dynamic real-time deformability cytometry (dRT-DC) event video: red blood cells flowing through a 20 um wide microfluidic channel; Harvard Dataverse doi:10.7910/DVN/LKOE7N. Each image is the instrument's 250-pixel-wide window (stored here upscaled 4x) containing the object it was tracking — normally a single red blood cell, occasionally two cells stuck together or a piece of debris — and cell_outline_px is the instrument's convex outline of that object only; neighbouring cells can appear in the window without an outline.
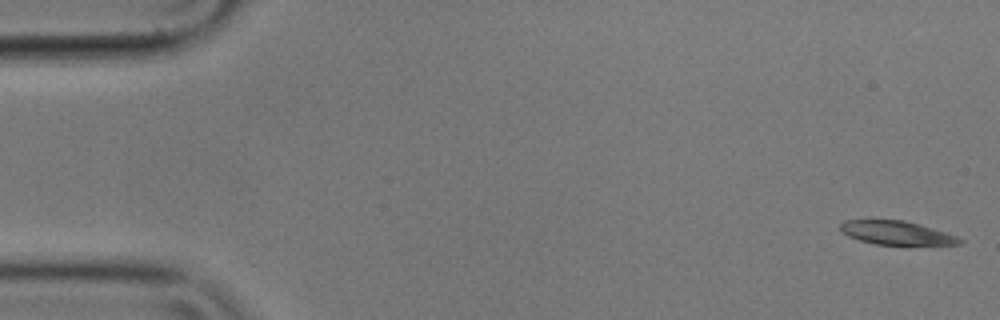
{"species": "common noctule bat (a hibernating species)", "species_latin": "Nyctalus noctula", "temperature_condition": "cold", "stored_images_in_passage": 56, "camera_frame_rate_fps": 3000, "um_per_image_px": 0.085, "animal": {"sex": "male", "body_mass_g": 17.9}, "frame": {"image": 1, "passage_image": 1, "time_ms": 0.0, "image_size_px": [1000, 320], "cell_outline_px": [[964, 240], [960, 244], [908, 248], [876, 244], [860, 240], [848, 236], [840, 232], [840, 224], [844, 220], [904, 220], [920, 224], [956, 236]], "centroid_in_image_um": [76.26, 19.85], "position_along_channel_um": 8.7, "area_um2": 17.4}}
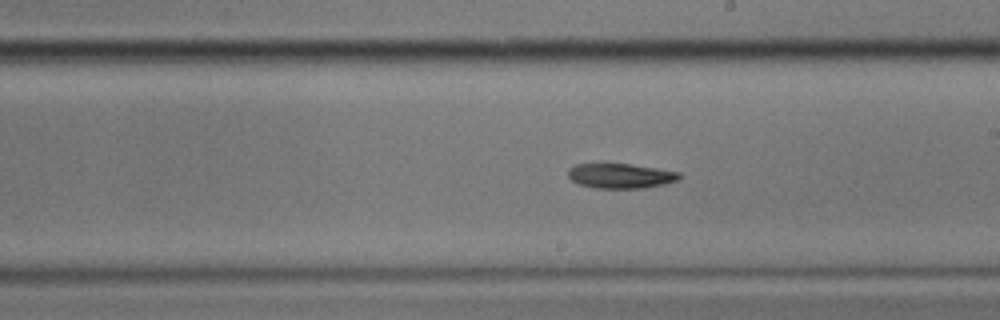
{"frame": {"image": 2, "passage_image": 31, "time_ms": 10.0, "image_size_px": [1000, 320], "cell_outline_px": [[684, 176], [676, 180], [664, 184], [644, 188], [596, 188], [580, 184], [572, 180], [568, 176], [568, 168], [576, 164], [628, 164], [656, 168], [680, 172]], "centroid_in_image_um": [52.77, 14.95], "position_along_channel_um": 236.2, "area_um2": 16.01}}
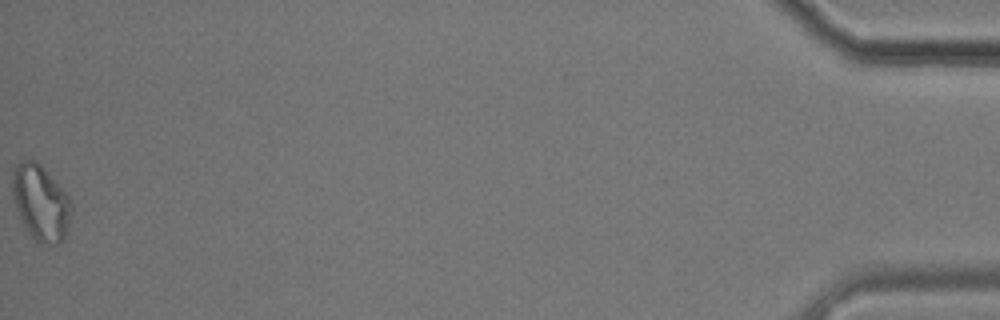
{"frame": {"image": 3, "passage_image": 56, "time_ms": 18.333, "image_size_px": [1000, 320], "cell_outline_px": [[72, 208], [64, 240], [60, 244], [48, 244], [36, 240], [24, 228], [16, 208], [12, 196], [12, 172], [16, 164], [20, 160], [32, 160], [40, 164], [68, 196]], "centroid_in_image_um": [3.43, 17.23], "position_along_channel_um": 431.8, "area_um2": 25.78}, "authors_computed_cell_mechanics": {"area_um2": 17.4556, "velocity_mm_per_s": 3.532, "shape_relaxation_time_tau1_ms": 8.5176, "shape_relaxation_time_tau2_ms": null, "deformation_change_tau1": 0.1201, "deformation_change_tau2": null}}